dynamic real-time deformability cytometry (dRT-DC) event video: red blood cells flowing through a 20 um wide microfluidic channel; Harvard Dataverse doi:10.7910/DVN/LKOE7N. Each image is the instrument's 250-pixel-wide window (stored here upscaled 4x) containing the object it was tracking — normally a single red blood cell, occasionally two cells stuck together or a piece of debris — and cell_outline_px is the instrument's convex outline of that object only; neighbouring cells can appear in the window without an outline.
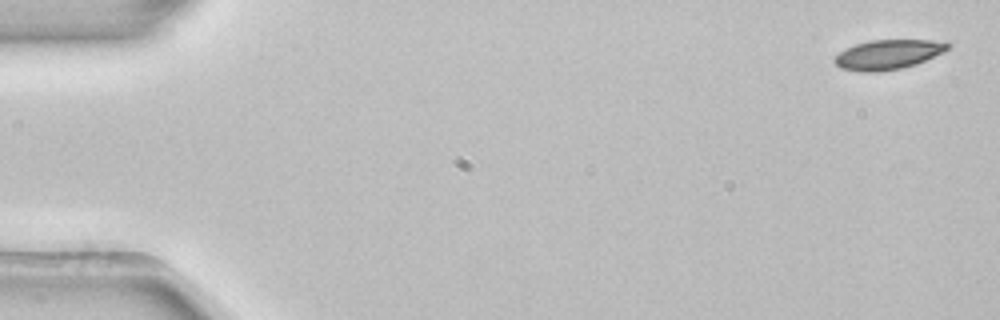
{"species": "common noctule bat (a hibernating species)", "species_latin": "Nyctalus noctula", "temperature_condition": "room temperature", "stored_images_in_passage": 4, "camera_frame_rate_fps": 3000, "um_per_image_px": 0.085, "animal": {"sex": "female", "body_mass_g": 22.7, "forearm_length_mm": 54.2}, "frame": {"image": 1, "passage_image": 1, "time_ms": 0.0, "image_size_px": [1000, 320], "cell_outline_px": [[948, 48], [944, 52], [916, 64], [900, 68], [880, 72], [864, 72], [840, 68], [832, 60], [844, 48], [856, 44], [872, 40], [932, 40], [948, 44]], "centroid_in_image_um": [75.43, 4.64], "position_along_channel_um": 9.6, "area_um2": 19.36}}
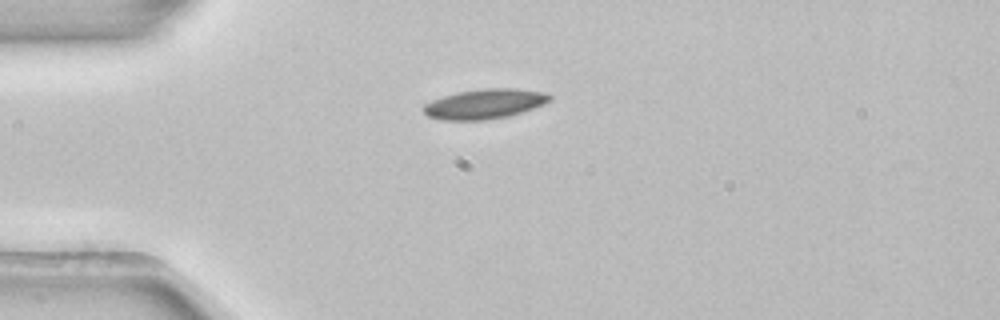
{"frame": {"image": 2, "passage_image": 3, "time_ms": 0.667, "image_size_px": [1000, 320], "cell_outline_px": [[552, 100], [544, 104], [508, 116], [484, 120], [440, 120], [428, 116], [420, 108], [424, 104], [432, 100], [444, 96], [460, 92], [484, 88], [516, 88], [544, 92], [552, 96]], "centroid_in_image_um": [41.18, 8.83], "position_along_channel_um": 43.8, "area_um2": 21.91}}